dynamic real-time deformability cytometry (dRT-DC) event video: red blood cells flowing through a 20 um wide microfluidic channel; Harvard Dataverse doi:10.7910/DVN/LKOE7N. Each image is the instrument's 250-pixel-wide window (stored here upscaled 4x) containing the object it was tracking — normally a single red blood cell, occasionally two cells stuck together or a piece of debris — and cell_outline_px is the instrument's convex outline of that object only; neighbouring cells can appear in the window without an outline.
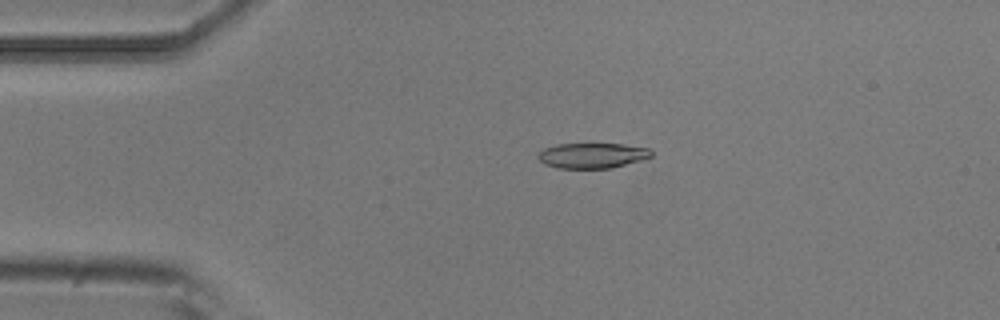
{"species": "common noctule bat (a hibernating species)", "species_latin": "Nyctalus noctula", "temperature_condition": "room temperature", "stored_images_in_passage": 5, "camera_frame_rate_fps": 3000, "um_per_image_px": 0.085, "animal": {"sex": "male", "body_mass_g": 20.5, "forearm_length_mm": 52.5}, "frame": {"image": 1, "passage_image": 3, "time_ms": 0.667, "image_size_px": [1000, 320], "cell_outline_px": [[652, 156], [640, 160], [612, 168], [560, 168], [544, 164], [536, 156], [544, 148], [556, 144], [624, 144], [648, 148], [652, 152]], "centroid_in_image_um": [50.33, 13.21], "position_along_channel_um": 34.7, "area_um2": 16.59}}
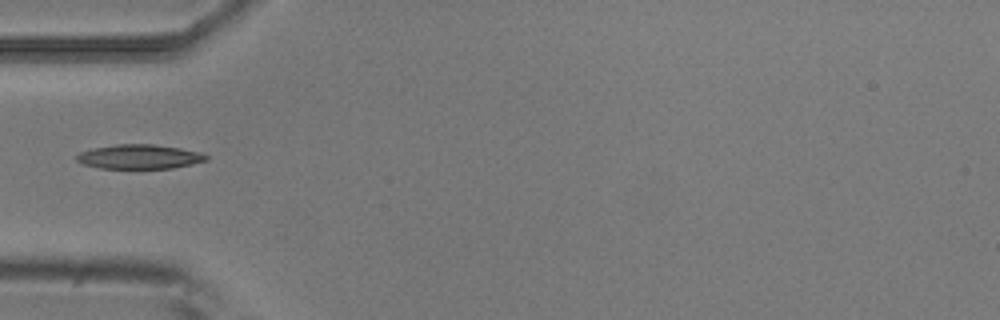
{"frame": {"image": 2, "passage_image": 4, "time_ms": 1.0, "image_size_px": [1000, 320], "cell_outline_px": [[208, 160], [192, 164], [172, 168], [100, 168], [84, 164], [76, 160], [76, 156], [80, 152], [92, 148], [116, 144], [156, 144], [204, 152], [208, 156]], "centroid_in_image_um": [11.89, 13.31], "position_along_channel_um": 73.1, "area_um2": 18.5}}
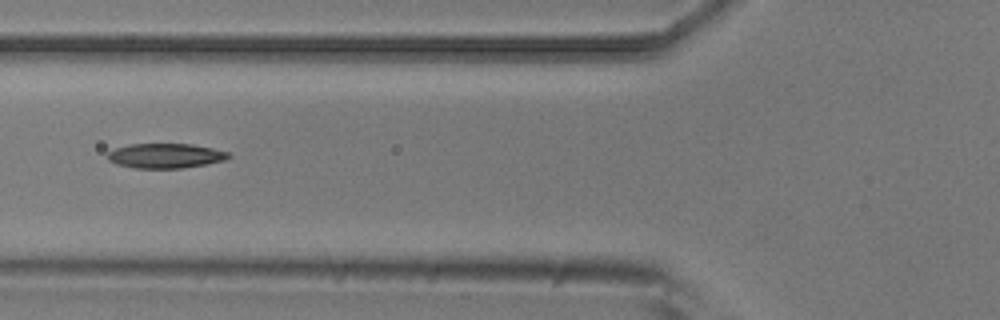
{"frame": {"image": 3, "passage_image": 5, "time_ms": 1.333, "image_size_px": [1000, 320], "cell_outline_px": [[232, 156], [228, 160], [184, 168], [132, 168], [116, 164], [108, 160], [108, 152], [116, 148], [128, 144], [192, 144], [212, 148], [228, 152]], "centroid_in_image_um": [14.09, 13.24], "position_along_channel_um": 111.7, "area_um2": 17.57}}